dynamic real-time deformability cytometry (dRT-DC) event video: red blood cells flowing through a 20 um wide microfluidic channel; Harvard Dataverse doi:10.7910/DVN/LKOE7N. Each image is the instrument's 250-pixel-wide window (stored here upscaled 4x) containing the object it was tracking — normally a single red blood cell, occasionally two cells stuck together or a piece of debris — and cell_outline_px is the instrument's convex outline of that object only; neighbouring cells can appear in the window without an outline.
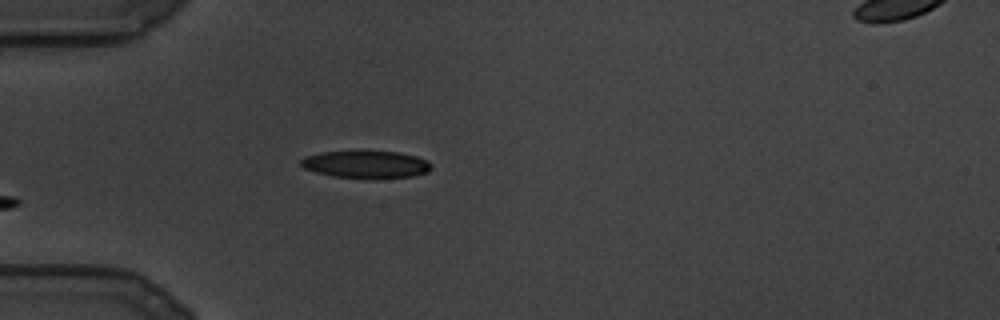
{"species": "common noctule bat (a hibernating species)", "species_latin": "Nyctalus noctula", "temperature_condition": "cold", "stored_images_in_passage": 58, "camera_frame_rate_fps": 3000, "um_per_image_px": 0.085, "animal": {"sex": "male", "body_mass_g": 19.5, "forearm_length_mm": 54.6}, "frame": {"image": 1, "passage_image": 1, "time_ms": 0.0, "image_size_px": [1000, 320], "cell_outline_px": [[432, 168], [428, 172], [412, 176], [332, 176], [316, 172], [304, 168], [300, 164], [300, 160], [304, 156], [320, 152], [400, 152], [416, 156], [428, 160], [432, 164]], "centroid_in_image_um": [31.11, 13.94], "position_along_channel_um": 53.9, "area_um2": 20.0}}
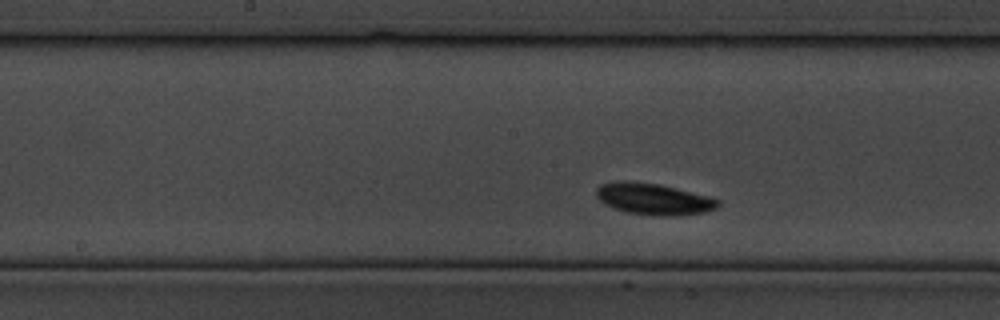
{"frame": {"image": 2, "passage_image": 19, "time_ms": 6.0, "image_size_px": [1000, 320], "cell_outline_px": [[720, 204], [716, 208], [704, 212], [672, 216], [656, 216], [628, 212], [604, 204], [596, 196], [596, 188], [600, 184], [616, 180], [628, 180], [660, 184], [708, 196], [720, 200]], "centroid_in_image_um": [55.53, 16.9], "position_along_channel_um": 192.7, "area_um2": 22.37}}
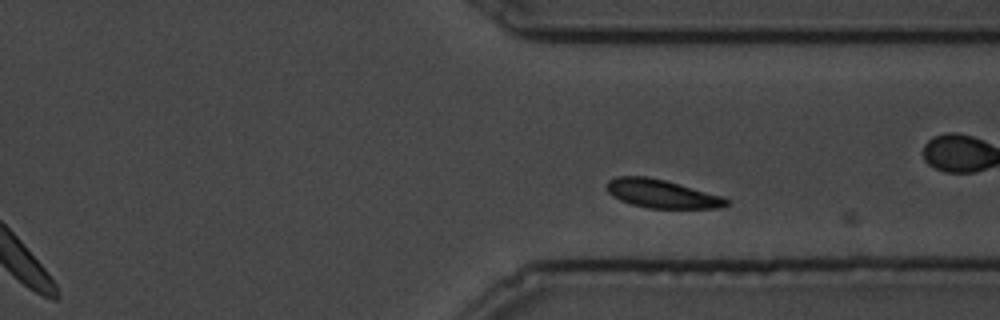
{"frame": {"image": 3, "passage_image": 47, "time_ms": 15.333, "image_size_px": [1000, 320], "cell_outline_px": [[728, 204], [720, 208], [648, 208], [632, 204], [620, 200], [612, 196], [604, 188], [604, 184], [608, 180], [616, 176], [648, 176], [664, 180], [720, 196], [728, 200]], "centroid_in_image_um": [56.14, 16.46], "position_along_channel_um": 355.3, "area_um2": 19.65}}